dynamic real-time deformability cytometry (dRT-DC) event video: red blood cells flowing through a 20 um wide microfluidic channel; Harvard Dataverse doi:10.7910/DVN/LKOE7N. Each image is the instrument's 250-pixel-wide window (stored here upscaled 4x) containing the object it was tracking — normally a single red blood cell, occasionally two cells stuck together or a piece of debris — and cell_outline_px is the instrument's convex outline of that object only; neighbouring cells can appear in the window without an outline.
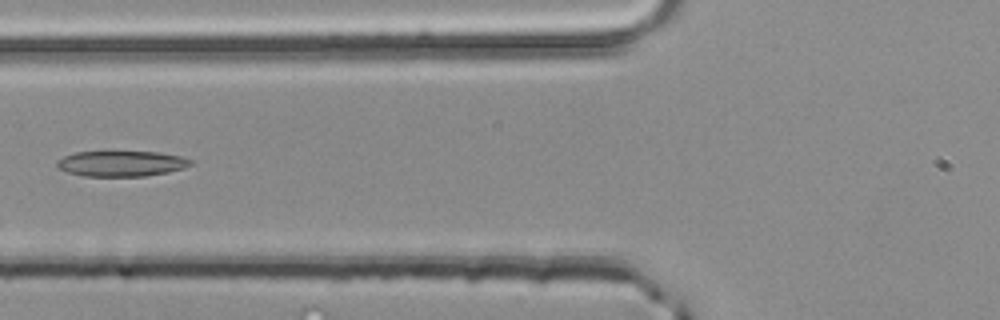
{"species": "common noctule bat (a hibernating species)", "species_latin": "Nyctalus noctula", "temperature_condition": "room temperature", "stored_images_in_passage": 5, "segment_of_instrument_passage": [2, 2], "camera_frame_rate_fps": 3000, "um_per_image_px": 0.085, "animal": {"sex": "male", "body_mass_g": 20.4}, "frame": {"image": 1, "passage_image": 5, "time_ms": 1.333, "image_size_px": [1000, 320], "cell_outline_px": [[192, 164], [184, 168], [168, 172], [144, 176], [84, 176], [68, 172], [56, 168], [56, 160], [64, 156], [76, 152], [160, 152], [180, 156], [192, 160]], "centroid_in_image_um": [10.3, 13.9], "position_along_channel_um": 115.5, "area_um2": 19.88}}